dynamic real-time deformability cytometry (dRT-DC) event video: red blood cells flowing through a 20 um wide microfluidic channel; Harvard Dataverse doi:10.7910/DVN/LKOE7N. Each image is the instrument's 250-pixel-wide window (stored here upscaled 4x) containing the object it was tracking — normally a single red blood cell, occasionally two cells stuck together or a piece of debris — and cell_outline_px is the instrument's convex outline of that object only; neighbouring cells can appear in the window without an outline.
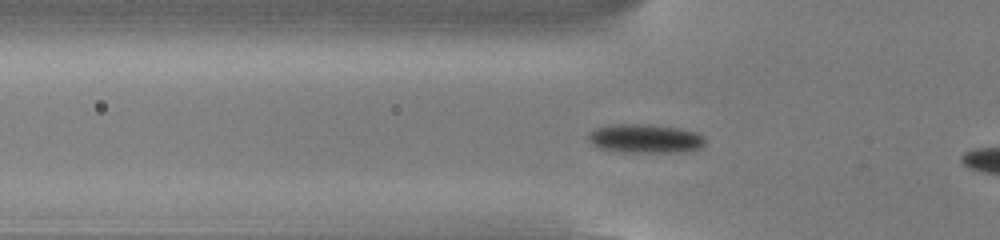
{"species": "common noctule bat (a hibernating species)", "species_latin": "Nyctalus noctula", "temperature_condition": "cold", "stored_images_in_passage": 35, "camera_frame_rate_fps": 3000, "um_per_image_px": 0.085, "animal": {"sex": "male", "body_mass_g": 13.0, "forearm_length_mm": 53.1}, "frame": {"image": 1, "passage_image": 9, "time_ms": 2.667, "image_size_px": [1000, 240], "cell_outline_px": [[704, 144], [700, 148], [680, 152], [624, 152], [600, 148], [592, 144], [588, 140], [588, 132], [596, 128], [612, 124], [652, 124], [680, 128], [696, 132], [704, 136]], "centroid_in_image_um": [54.83, 11.77], "position_along_channel_um": 71.0, "area_um2": 19.77}}
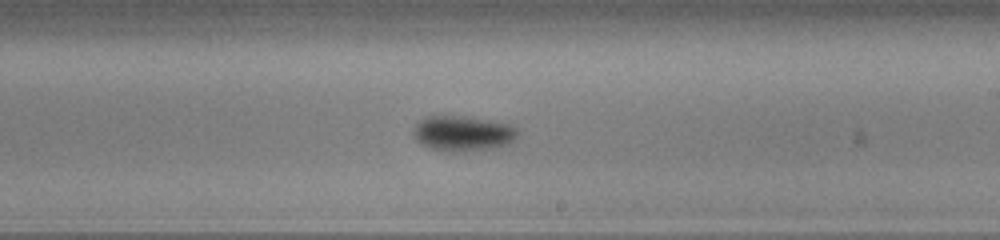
{"frame": {"image": 2, "passage_image": 23, "time_ms": 7.333, "image_size_px": [1000, 240], "cell_outline_px": [[520, 132], [508, 144], [492, 148], [464, 152], [444, 152], [428, 148], [420, 144], [416, 140], [412, 132], [416, 124], [420, 120], [428, 116], [464, 116], [492, 120], [512, 124], [520, 128]], "centroid_in_image_um": [39.35, 11.35], "position_along_channel_um": 249.6, "area_um2": 21.96}}
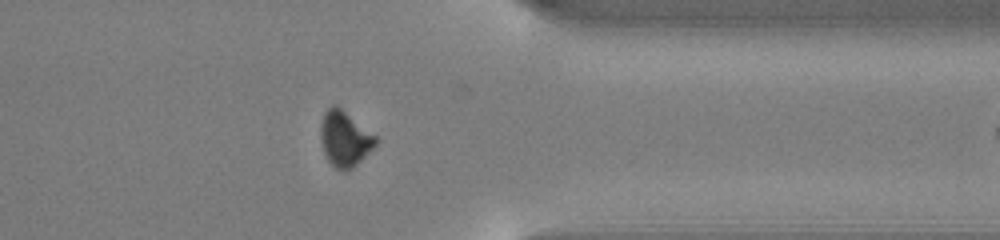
{"frame": {"image": 3, "passage_image": 34, "time_ms": 11.0, "image_size_px": [1000, 240], "cell_outline_px": [[376, 144], [348, 172], [344, 172], [336, 168], [328, 160], [324, 152], [320, 136], [320, 124], [324, 112], [332, 104], [336, 104], [376, 136]], "centroid_in_image_um": [29.27, 11.78], "position_along_channel_um": 382.1, "area_um2": 17.57}}